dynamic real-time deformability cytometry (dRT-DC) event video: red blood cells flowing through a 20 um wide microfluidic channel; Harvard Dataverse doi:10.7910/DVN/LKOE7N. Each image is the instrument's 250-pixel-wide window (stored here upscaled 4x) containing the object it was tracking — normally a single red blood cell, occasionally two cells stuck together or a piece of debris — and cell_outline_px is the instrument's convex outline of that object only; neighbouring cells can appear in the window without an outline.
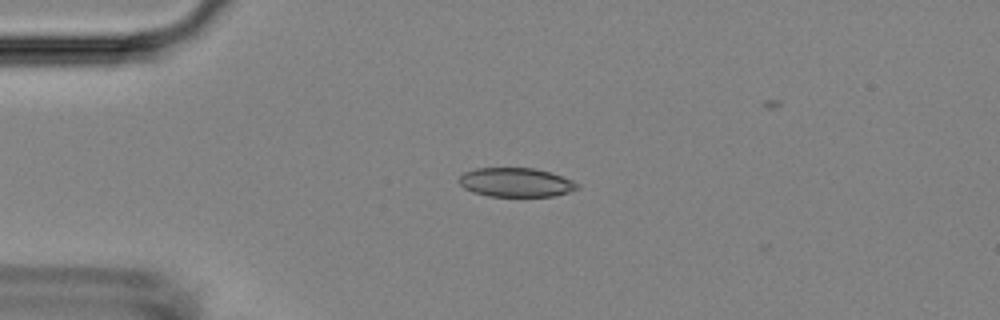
{"species": "Egyptian fruit bat (a non-hibernating species)", "species_latin": "Rousettus aegyptiacus", "temperature_condition": "room temperature", "stored_images_in_passage": 4, "camera_frame_rate_fps": 3000, "um_per_image_px": 0.085, "animal": {"sex": "female"}, "frame": {"image": 1, "passage_image": 3, "time_ms": 0.667, "image_size_px": [1000, 320], "cell_outline_px": [[580, 188], [556, 196], [488, 196], [472, 192], [464, 188], [456, 180], [464, 172], [476, 168], [532, 168], [548, 172], [572, 180], [580, 184]], "centroid_in_image_um": [43.83, 15.51], "position_along_channel_um": 41.2, "area_um2": 20.06}}